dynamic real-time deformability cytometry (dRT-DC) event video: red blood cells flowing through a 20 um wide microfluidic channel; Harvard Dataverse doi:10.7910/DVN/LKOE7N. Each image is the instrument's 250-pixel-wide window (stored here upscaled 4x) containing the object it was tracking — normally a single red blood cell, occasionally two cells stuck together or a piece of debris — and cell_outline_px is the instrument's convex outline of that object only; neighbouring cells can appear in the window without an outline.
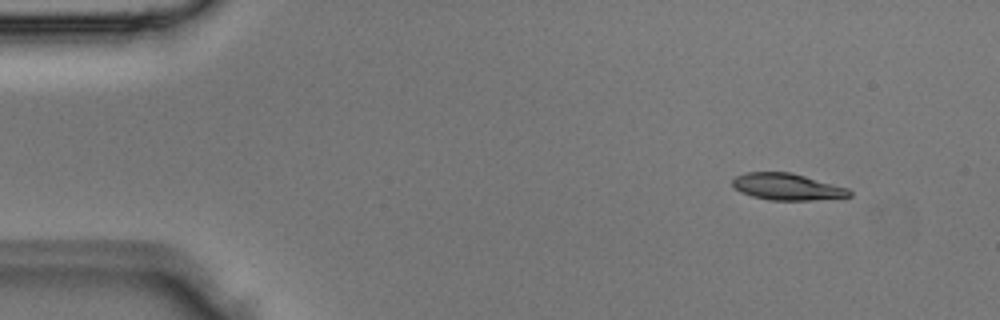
{"species": "Egyptian fruit bat (a non-hibernating species)", "species_latin": "Rousettus aegyptiacus", "temperature_condition": "room temperature", "stored_images_in_passage": 2, "camera_frame_rate_fps": 3000, "um_per_image_px": 0.085, "animal": {"sex": "male"}, "frame": {"image": 1, "passage_image": 1, "time_ms": 0.0, "image_size_px": [1000, 320], "cell_outline_px": [[852, 196], [812, 200], [768, 200], [752, 196], [740, 192], [732, 188], [732, 180], [736, 176], [748, 172], [792, 172], [848, 188], [852, 192]], "centroid_in_image_um": [66.88, 15.87], "position_along_channel_um": 18.1, "area_um2": 18.26}}